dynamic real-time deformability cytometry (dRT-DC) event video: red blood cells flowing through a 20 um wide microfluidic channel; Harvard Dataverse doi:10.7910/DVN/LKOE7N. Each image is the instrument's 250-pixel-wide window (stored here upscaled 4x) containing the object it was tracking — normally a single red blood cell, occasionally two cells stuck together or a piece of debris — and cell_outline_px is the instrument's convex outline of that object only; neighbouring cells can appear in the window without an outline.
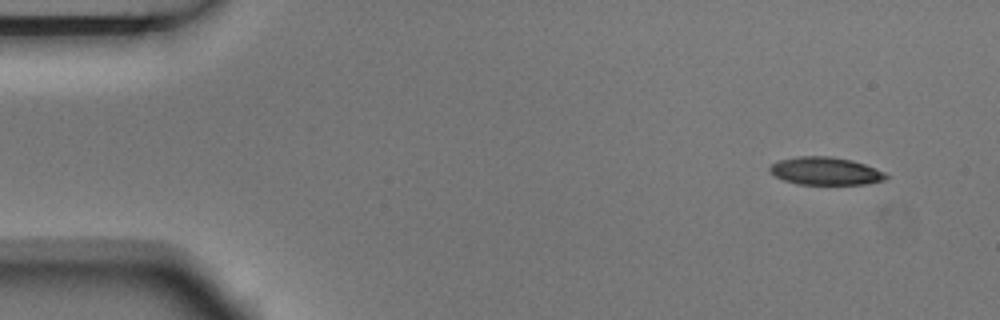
{"species": "Egyptian fruit bat (a non-hibernating species)", "species_latin": "Rousettus aegyptiacus", "temperature_condition": "room temperature", "stored_images_in_passage": 4, "camera_frame_rate_fps": 3000, "um_per_image_px": 0.085, "animal": {"sex": "male"}, "frame": {"image": 1, "passage_image": 1, "time_ms": 0.0, "image_size_px": [1000, 320], "cell_outline_px": [[888, 176], [884, 180], [864, 184], [796, 184], [784, 180], [776, 176], [768, 168], [772, 164], [780, 160], [800, 156], [832, 156], [852, 160], [876, 168], [884, 172]], "centroid_in_image_um": [70.18, 14.53], "position_along_channel_um": 14.8, "area_um2": 18.67}}
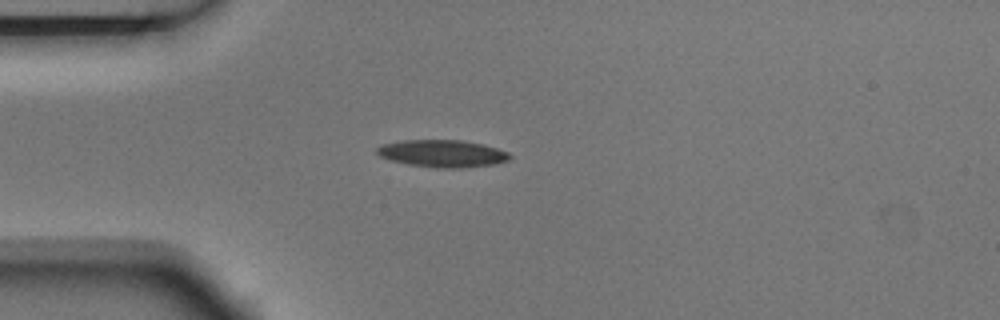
{"frame": {"image": 2, "passage_image": 4, "time_ms": 1.0, "image_size_px": [1000, 320], "cell_outline_px": [[512, 156], [508, 160], [492, 164], [460, 168], [436, 168], [408, 164], [392, 160], [380, 156], [376, 152], [376, 148], [380, 144], [400, 140], [460, 140], [484, 144], [508, 152]], "centroid_in_image_um": [37.57, 13.04], "position_along_channel_um": 47.4, "area_um2": 21.1}}